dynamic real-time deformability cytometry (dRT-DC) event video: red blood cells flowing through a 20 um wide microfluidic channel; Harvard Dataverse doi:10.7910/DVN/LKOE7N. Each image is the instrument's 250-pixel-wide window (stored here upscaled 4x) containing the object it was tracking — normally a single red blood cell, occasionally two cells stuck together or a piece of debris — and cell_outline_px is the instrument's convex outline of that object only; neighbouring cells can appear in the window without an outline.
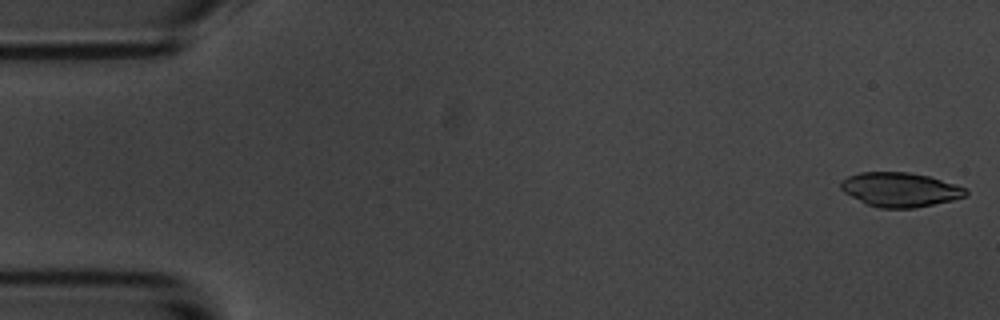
{"species": "common noctule bat (a hibernating species)", "species_latin": "Nyctalus noctula", "temperature_condition": "room temperature", "stored_images_in_passage": 55, "camera_frame_rate_fps": 3000, "um_per_image_px": 0.085, "animal": {"sex": "male", "body_mass_g": 20.1, "forearm_length_mm": 53.5}, "frame": {"image": 1, "passage_image": 1, "time_ms": 0.0, "image_size_px": [1000, 320], "cell_outline_px": [[968, 192], [964, 196], [952, 200], [916, 208], [880, 208], [868, 204], [844, 192], [840, 188], [840, 180], [848, 176], [860, 172], [908, 172], [928, 176], [956, 184], [968, 188]], "centroid_in_image_um": [76.51, 16.11], "position_along_channel_um": 8.5, "area_um2": 24.91}}
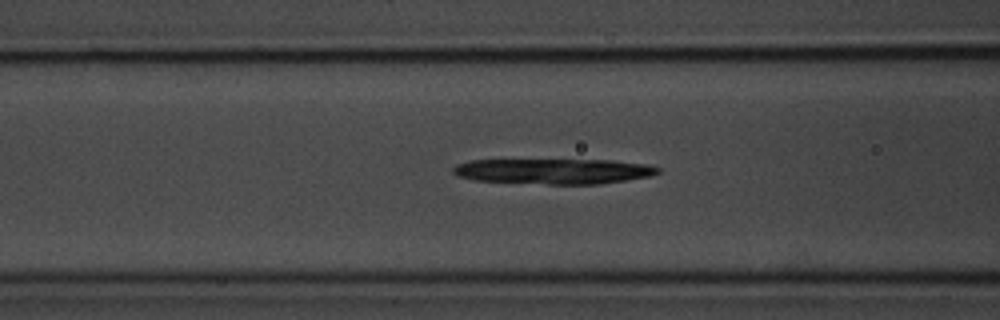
{"frame": {"image": 2, "passage_image": 21, "time_ms": 6.667, "image_size_px": [1000, 320], "cell_outline_px": [[660, 172], [648, 176], [600, 184], [548, 184], [472, 180], [456, 176], [452, 172], [452, 168], [456, 164], [472, 160], [608, 160], [644, 164], [660, 168]], "centroid_in_image_um": [46.98, 14.55], "position_along_channel_um": 119.6, "area_um2": 30.11}}
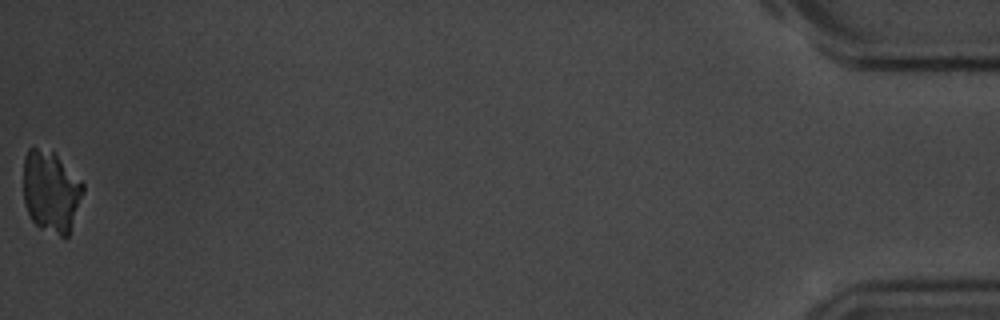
{"frame": {"image": 3, "passage_image": 55, "time_ms": 18.0, "image_size_px": [1000, 320], "cell_outline_px": [[84, 192], [68, 236], [64, 240], [40, 228], [32, 220], [24, 204], [24, 156], [28, 148], [36, 148], [56, 152], [84, 184]], "centroid_in_image_um": [4.35, 16.29], "position_along_channel_um": 430.9, "area_um2": 28.78}}